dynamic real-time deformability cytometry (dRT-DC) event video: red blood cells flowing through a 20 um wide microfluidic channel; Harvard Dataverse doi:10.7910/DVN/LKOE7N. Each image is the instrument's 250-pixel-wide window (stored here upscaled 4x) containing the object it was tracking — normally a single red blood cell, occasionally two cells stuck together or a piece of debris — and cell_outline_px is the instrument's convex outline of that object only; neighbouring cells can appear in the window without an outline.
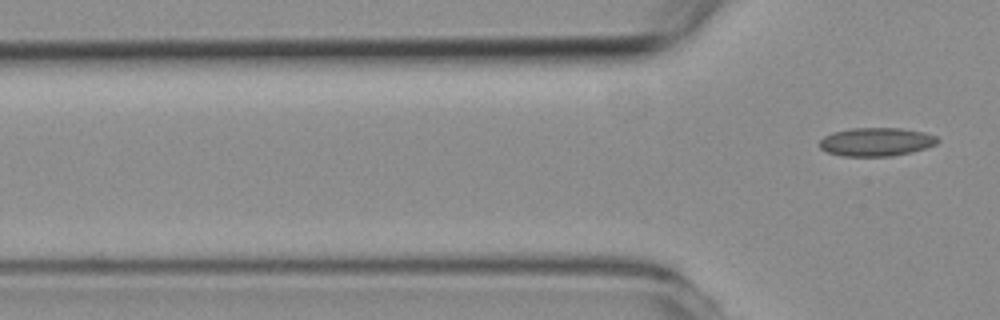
{"species": "common noctule bat (a hibernating species)", "species_latin": "Nyctalus noctula", "temperature_condition": "room temperature", "stored_images_in_passage": 6, "camera_frame_rate_fps": 3000, "um_per_image_px": 0.085, "animal": {"sex": "female", "body_mass_g": 19.3, "forearm_length_mm": 54.1}, "frame": {"image": 1, "passage_image": 6, "time_ms": 6.667, "image_size_px": [1000, 320], "cell_outline_px": [[940, 140], [936, 144], [912, 152], [892, 156], [844, 156], [828, 152], [820, 148], [820, 140], [824, 136], [832, 132], [852, 128], [900, 128], [924, 132], [936, 136]], "centroid_in_image_um": [74.48, 12.05], "position_along_channel_um": 51.3, "area_um2": 19.54}}